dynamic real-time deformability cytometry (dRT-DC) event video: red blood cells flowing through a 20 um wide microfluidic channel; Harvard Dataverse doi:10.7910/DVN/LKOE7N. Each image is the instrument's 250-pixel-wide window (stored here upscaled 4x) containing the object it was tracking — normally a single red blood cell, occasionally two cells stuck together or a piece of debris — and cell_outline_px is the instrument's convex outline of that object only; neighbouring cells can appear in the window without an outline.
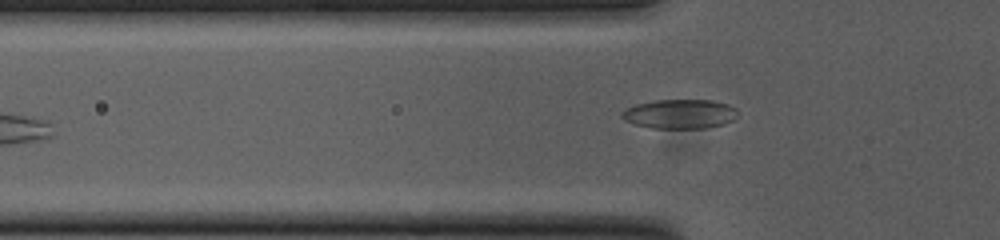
{"species": "common noctule bat (a hibernating species)", "species_latin": "Nyctalus noctula", "temperature_condition": "cold", "stored_images_in_passage": 37, "camera_frame_rate_fps": 3000, "um_per_image_px": 0.085, "animal": {"sex": "female", "body_mass_g": 23.0, "forearm_length_mm": 53.4}, "frame": {"image": 1, "passage_image": 4, "time_ms": 1.0, "image_size_px": [1000, 240], "cell_outline_px": [[736, 116], [732, 120], [724, 124], [704, 128], [652, 128], [632, 124], [624, 120], [620, 116], [628, 108], [636, 104], [652, 100], [712, 100], [728, 104], [736, 108]], "centroid_in_image_um": [57.77, 9.68], "position_along_channel_um": 68.0, "area_um2": 19.77}}
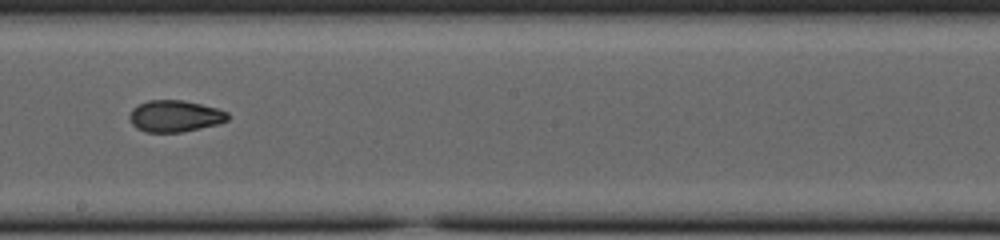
{"frame": {"image": 2, "passage_image": 17, "time_ms": 5.333, "image_size_px": [1000, 240], "cell_outline_px": [[228, 120], [216, 124], [200, 128], [180, 132], [144, 132], [136, 128], [132, 124], [128, 116], [132, 108], [148, 100], [184, 100], [216, 108], [228, 112]], "centroid_in_image_um": [14.83, 9.87], "position_along_channel_um": 233.4, "area_um2": 18.03}}
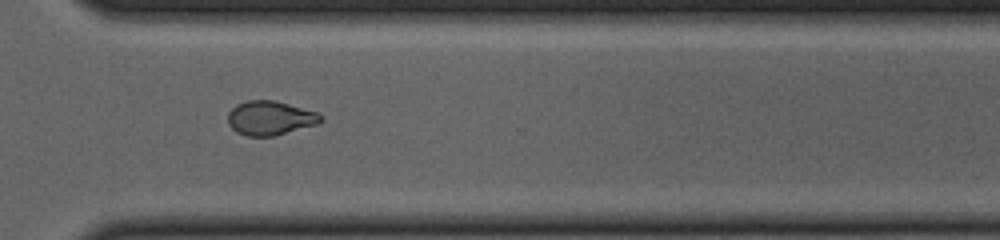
{"frame": {"image": 3, "passage_image": 26, "time_ms": 8.333, "image_size_px": [1000, 240], "cell_outline_px": [[324, 120], [316, 124], [272, 136], [248, 136], [236, 132], [228, 124], [228, 112], [236, 104], [248, 100], [276, 100], [316, 112]], "centroid_in_image_um": [22.91, 10.02], "position_along_channel_um": 347.7, "area_um2": 18.32}, "authors_computed_cell_mechanics": {"area_um2": 19.074, "velocity_mm_per_s": 3.8019, "shape_relaxation_time_tau1_ms": null, "shape_relaxation_time_tau2_ms": 2.2098, "deformation_change_tau1": null, "deformation_change_tau2": 0.0599}}